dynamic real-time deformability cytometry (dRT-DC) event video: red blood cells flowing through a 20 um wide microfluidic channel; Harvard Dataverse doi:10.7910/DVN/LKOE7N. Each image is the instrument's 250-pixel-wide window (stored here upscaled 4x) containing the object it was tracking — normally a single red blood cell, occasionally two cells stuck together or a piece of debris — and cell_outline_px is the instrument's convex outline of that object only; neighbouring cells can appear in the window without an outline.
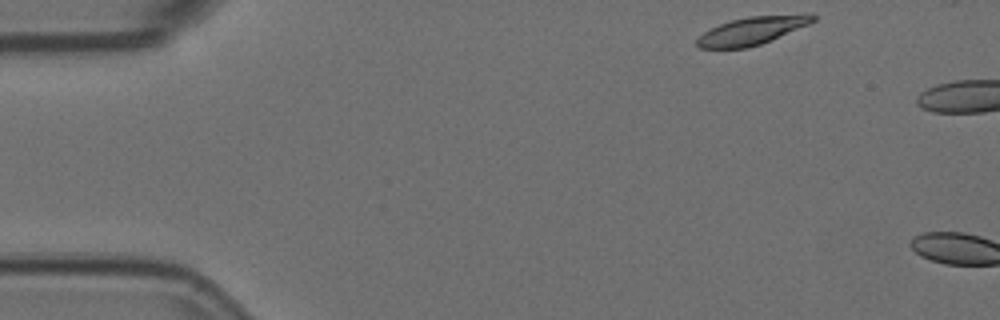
{"species": "Egyptian fruit bat (a non-hibernating species)", "species_latin": "Rousettus aegyptiacus", "temperature_condition": "room temperature", "stored_images_in_passage": 3, "camera_frame_rate_fps": 3000, "um_per_image_px": 0.085, "animal": {"sex": "female"}, "frame": {"image": 1, "passage_image": 1, "time_ms": 0.0, "image_size_px": [1000, 320], "cell_outline_px": [[816, 20], [808, 24], [760, 44], [748, 48], [700, 48], [696, 44], [696, 40], [704, 32], [720, 24], [732, 20], [748, 16], [808, 12], [812, 12], [816, 16]], "centroid_in_image_um": [63.99, 2.57], "position_along_channel_um": 21.0, "area_um2": 18.9}}